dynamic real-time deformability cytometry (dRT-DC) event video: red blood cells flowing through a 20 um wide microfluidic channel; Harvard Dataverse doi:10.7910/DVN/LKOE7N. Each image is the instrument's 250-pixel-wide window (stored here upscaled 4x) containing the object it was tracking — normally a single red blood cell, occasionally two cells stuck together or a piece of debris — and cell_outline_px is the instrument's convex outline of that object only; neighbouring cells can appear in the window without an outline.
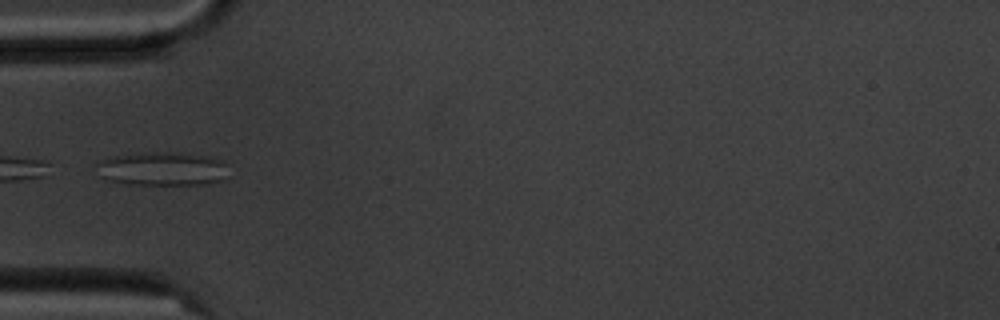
{"species": "common noctule bat (a hibernating species)", "species_latin": "Nyctalus noctula", "temperature_condition": "cold", "stored_images_in_passage": 6, "camera_frame_rate_fps": 3000, "um_per_image_px": 0.085, "animal": {"sex": "male", "body_mass_g": 20.1, "forearm_length_mm": 53.5}, "frame": {"image": 1, "passage_image": 5, "time_ms": 5.333, "image_size_px": [1000, 320], "cell_outline_px": [[224, 164], [220, 180], [208, 184], [128, 184], [108, 180], [100, 176], [92, 164], [100, 160], [112, 156], [136, 152], [180, 152], [216, 156]], "centroid_in_image_um": [13.67, 14.31], "position_along_channel_um": 71.3, "area_um2": 26.13}}
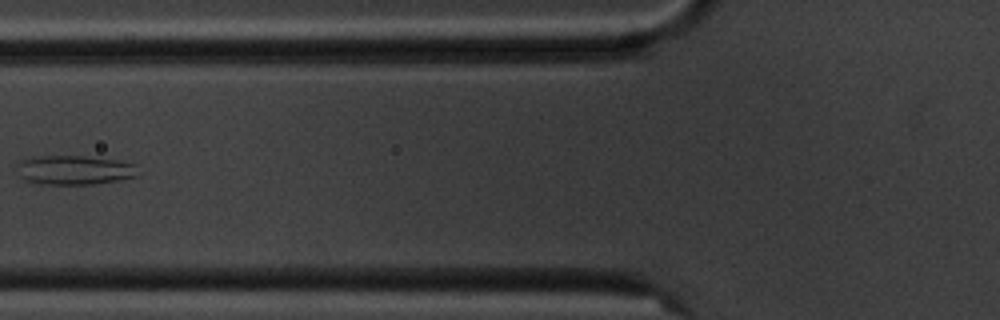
{"frame": {"image": 2, "passage_image": 6, "time_ms": 6.667, "image_size_px": [1000, 320], "cell_outline_px": [[140, 176], [96, 184], [40, 184], [28, 180], [20, 176], [20, 164], [24, 160], [44, 156], [84, 156], [116, 160], [136, 164]], "centroid_in_image_um": [6.46, 14.46], "position_along_channel_um": 119.3, "area_um2": 20.29}}